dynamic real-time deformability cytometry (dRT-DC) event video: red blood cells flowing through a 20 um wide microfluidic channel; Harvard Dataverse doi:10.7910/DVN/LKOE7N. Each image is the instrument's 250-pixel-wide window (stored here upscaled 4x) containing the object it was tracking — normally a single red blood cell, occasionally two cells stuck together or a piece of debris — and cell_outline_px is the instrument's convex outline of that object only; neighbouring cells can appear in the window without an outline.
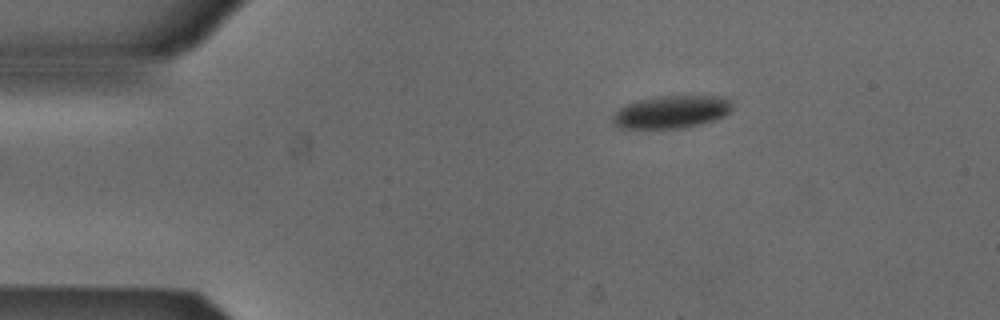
{"species": "Egyptian fruit bat (a non-hibernating species)", "species_latin": "Rousettus aegyptiacus", "temperature_condition": "cold", "stored_images_in_passage": 37, "camera_frame_rate_fps": 3000, "um_per_image_px": 0.085, "animal": {"sex": "male"}, "frame": {"image": 1, "passage_image": 1, "time_ms": 0.0, "image_size_px": [1000, 320], "cell_outline_px": [[732, 108], [724, 116], [716, 120], [700, 124], [680, 128], [620, 128], [612, 124], [612, 116], [624, 104], [656, 96], [728, 96], [732, 100]], "centroid_in_image_um": [57.09, 9.5], "position_along_channel_um": 27.9, "area_um2": 22.95}}
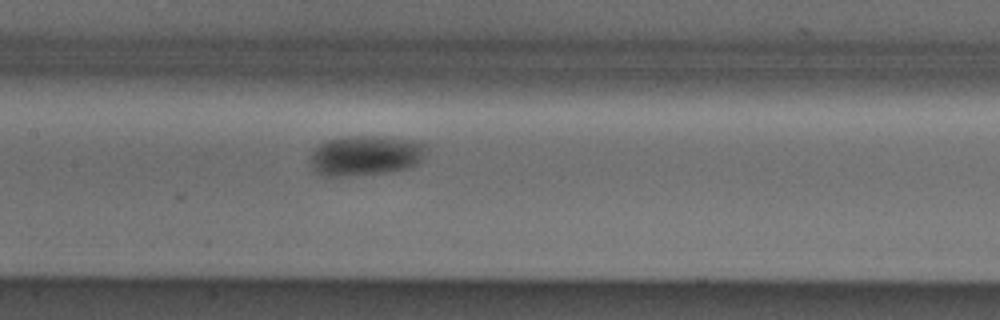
{"frame": {"image": 2, "passage_image": 17, "time_ms": 5.333, "image_size_px": [1000, 320], "cell_outline_px": [[428, 148], [424, 156], [416, 164], [408, 168], [388, 172], [340, 176], [328, 176], [316, 172], [312, 168], [308, 156], [324, 140], [344, 136], [380, 136], [416, 140], [428, 144]], "centroid_in_image_um": [31.08, 13.19], "position_along_channel_um": 176.3, "area_um2": 27.46}}
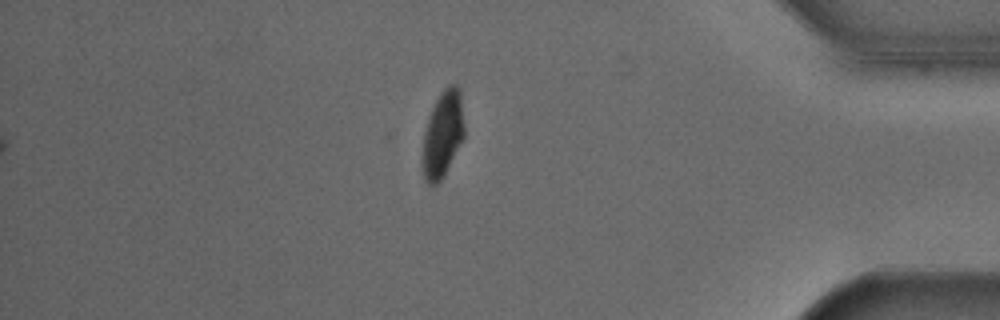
{"frame": {"image": 3, "passage_image": 37, "time_ms": 12.0, "image_size_px": [1000, 320], "cell_outline_px": [[464, 136], [440, 180], [436, 184], [428, 184], [424, 180], [420, 160], [424, 132], [428, 116], [440, 92], [448, 84], [456, 84], [460, 92], [464, 128]], "centroid_in_image_um": [37.58, 11.4], "position_along_channel_um": 397.6, "area_um2": 20.98}, "authors_computed_cell_mechanics": {"area_um2": 24.9118, "velocity_mm_per_s": 3.8645, "shape_relaxation_time_tau1_ms": 2.5971, "shape_relaxation_time_tau2_ms": null, "deformation_change_tau1": 0.0996, "deformation_change_tau2": null}}